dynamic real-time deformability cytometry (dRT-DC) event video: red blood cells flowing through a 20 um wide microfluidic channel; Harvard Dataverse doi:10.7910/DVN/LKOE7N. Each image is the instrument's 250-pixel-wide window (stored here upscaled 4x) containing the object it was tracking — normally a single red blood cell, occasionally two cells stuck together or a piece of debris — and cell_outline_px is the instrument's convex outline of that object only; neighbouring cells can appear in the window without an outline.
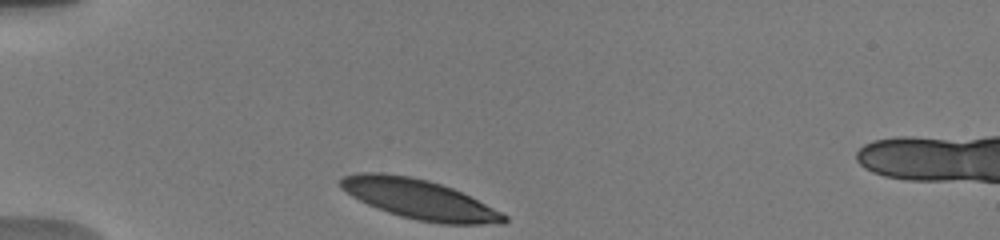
{"species": "human", "species_latin": "Homo sapiens", "temperature_condition": "warm", "stored_images_in_passage": 29, "camera_frame_rate_fps": 3000, "um_per_image_px": 0.085, "donor": {"sex": "male"}, "frame": {"image": 1, "passage_image": 1, "time_ms": 0.0, "image_size_px": [1000, 240], "cell_outline_px": [[508, 220], [504, 224], [440, 224], [416, 220], [400, 216], [376, 208], [352, 196], [340, 188], [340, 180], [344, 176], [360, 172], [384, 172], [408, 176], [428, 180], [452, 188], [508, 216]], "centroid_in_image_um": [35.61, 16.94], "position_along_channel_um": 49.4, "area_um2": 37.51}}
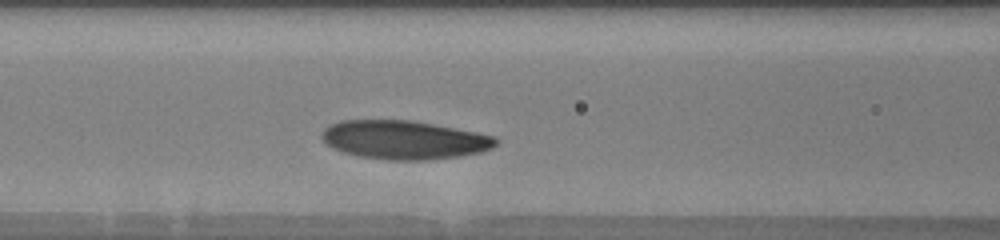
{"frame": {"image": 2, "passage_image": 10, "time_ms": 3.0, "image_size_px": [1000, 240], "cell_outline_px": [[500, 140], [492, 148], [480, 152], [460, 156], [428, 160], [388, 160], [360, 156], [344, 152], [332, 148], [320, 136], [320, 132], [324, 128], [340, 120], [412, 120], [476, 132], [496, 136]], "centroid_in_image_um": [34.36, 11.88], "position_along_channel_um": 132.2, "area_um2": 39.3}}
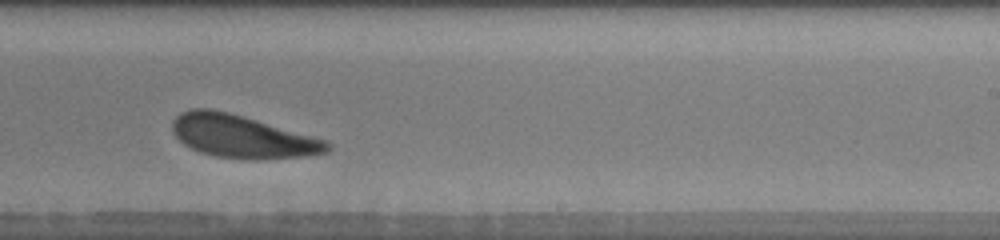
{"frame": {"image": 3, "passage_image": 21, "time_ms": 6.667, "image_size_px": [1000, 240], "cell_outline_px": [[332, 148], [328, 152], [308, 156], [260, 160], [244, 160], [216, 156], [200, 152], [184, 144], [172, 132], [172, 120], [180, 112], [192, 108], [208, 108], [228, 112], [328, 140], [332, 144]], "centroid_in_image_um": [20.62, 11.62], "position_along_channel_um": 268.4, "area_um2": 38.96}}